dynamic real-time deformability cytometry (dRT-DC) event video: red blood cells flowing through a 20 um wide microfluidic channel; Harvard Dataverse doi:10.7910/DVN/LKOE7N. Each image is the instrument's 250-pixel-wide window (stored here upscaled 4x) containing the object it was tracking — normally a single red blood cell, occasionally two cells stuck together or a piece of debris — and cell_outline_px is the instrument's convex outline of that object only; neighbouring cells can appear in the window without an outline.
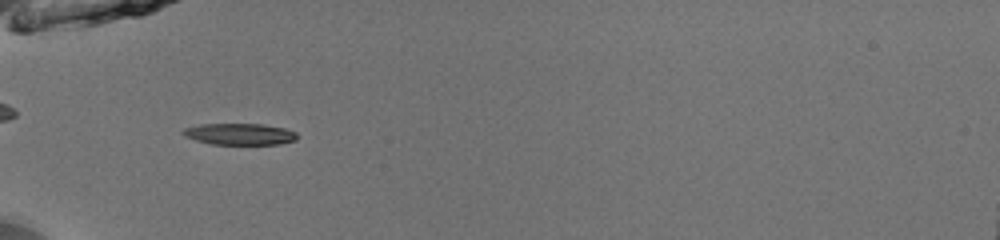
{"species": "common noctule bat (a hibernating species)", "species_latin": "Nyctalus noctula", "temperature_condition": "room temperature", "stored_images_in_passage": 36, "camera_frame_rate_fps": 3000, "um_per_image_px": 0.085, "animal": {"sex": "male", "body_mass_g": 13.0, "forearm_length_mm": 53.1}, "frame": {"image": 1, "passage_image": 3, "time_ms": 0.667, "image_size_px": [1000, 240], "cell_outline_px": [[296, 140], [280, 144], [212, 144], [196, 140], [184, 136], [180, 132], [184, 128], [200, 124], [264, 124], [284, 128], [296, 132]], "centroid_in_image_um": [20.35, 11.39], "position_along_channel_um": 64.7, "area_um2": 14.28}}
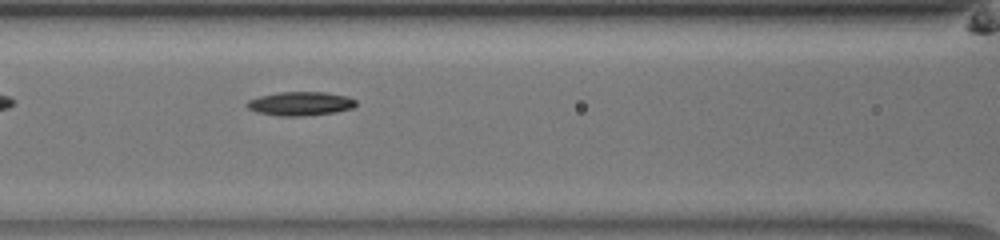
{"frame": {"image": 2, "passage_image": 9, "time_ms": 2.667, "image_size_px": [1000, 240], "cell_outline_px": [[356, 104], [352, 108], [336, 112], [304, 116], [280, 116], [256, 112], [248, 108], [244, 104], [248, 100], [260, 96], [280, 92], [324, 92], [348, 96], [356, 100]], "centroid_in_image_um": [25.52, 8.81], "position_along_channel_um": 141.1, "area_um2": 15.2}}
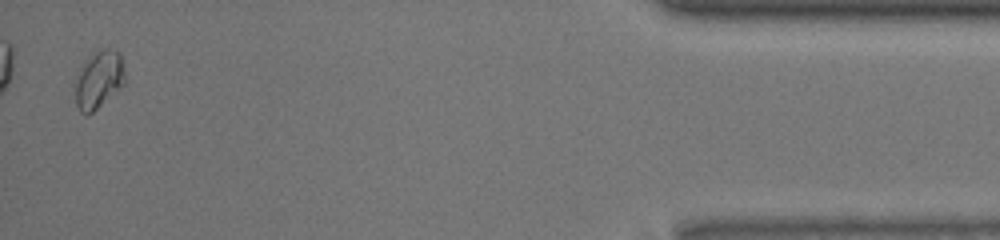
{"frame": {"image": 3, "passage_image": 35, "time_ms": 11.333, "image_size_px": [1000, 240], "cell_outline_px": [[124, 84], [92, 112], [80, 112], [76, 104], [76, 84], [80, 68], [92, 52], [100, 48], [108, 48], [120, 52], [124, 68]], "centroid_in_image_um": [8.41, 6.7], "position_along_channel_um": 426.8, "area_um2": 16.36}, "authors_computed_cell_mechanics": {"area_um2": 14.7101, "velocity_mm_per_s": 4.0335, "shape_relaxation_time_tau1_ms": 0.983, "shape_relaxation_time_tau2_ms": 3.4347, "deformation_change_tau1": 0.0957, "deformation_change_tau2": 0.0495}}